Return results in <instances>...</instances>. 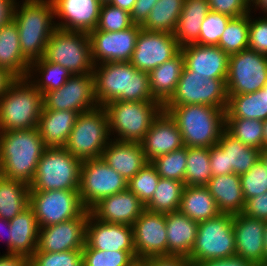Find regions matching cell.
<instances>
[{"label": "cell", "instance_id": "7c38bea8", "mask_svg": "<svg viewBox=\"0 0 267 266\" xmlns=\"http://www.w3.org/2000/svg\"><path fill=\"white\" fill-rule=\"evenodd\" d=\"M29 206L39 227L78 218L87 210L78 190L30 191Z\"/></svg>", "mask_w": 267, "mask_h": 266}, {"label": "cell", "instance_id": "e575fe53", "mask_svg": "<svg viewBox=\"0 0 267 266\" xmlns=\"http://www.w3.org/2000/svg\"><path fill=\"white\" fill-rule=\"evenodd\" d=\"M217 144L227 154L228 174L235 173L241 176L260 160L261 150L244 145L226 129L223 131Z\"/></svg>", "mask_w": 267, "mask_h": 266}, {"label": "cell", "instance_id": "5b68a950", "mask_svg": "<svg viewBox=\"0 0 267 266\" xmlns=\"http://www.w3.org/2000/svg\"><path fill=\"white\" fill-rule=\"evenodd\" d=\"M43 94L27 78H16L0 98V132L36 128Z\"/></svg>", "mask_w": 267, "mask_h": 266}, {"label": "cell", "instance_id": "9a60e30c", "mask_svg": "<svg viewBox=\"0 0 267 266\" xmlns=\"http://www.w3.org/2000/svg\"><path fill=\"white\" fill-rule=\"evenodd\" d=\"M43 110L83 113L97 108L92 73L72 75L59 89L43 93Z\"/></svg>", "mask_w": 267, "mask_h": 266}, {"label": "cell", "instance_id": "d6986e66", "mask_svg": "<svg viewBox=\"0 0 267 266\" xmlns=\"http://www.w3.org/2000/svg\"><path fill=\"white\" fill-rule=\"evenodd\" d=\"M87 220L88 210L78 218L52 226L40 227L36 251L64 252L83 249Z\"/></svg>", "mask_w": 267, "mask_h": 266}, {"label": "cell", "instance_id": "6f0895ef", "mask_svg": "<svg viewBox=\"0 0 267 266\" xmlns=\"http://www.w3.org/2000/svg\"><path fill=\"white\" fill-rule=\"evenodd\" d=\"M157 1L158 0H136L133 10L130 13L133 23L142 25Z\"/></svg>", "mask_w": 267, "mask_h": 266}, {"label": "cell", "instance_id": "74e56055", "mask_svg": "<svg viewBox=\"0 0 267 266\" xmlns=\"http://www.w3.org/2000/svg\"><path fill=\"white\" fill-rule=\"evenodd\" d=\"M29 184L20 181L0 178V217L13 219L29 206Z\"/></svg>", "mask_w": 267, "mask_h": 266}, {"label": "cell", "instance_id": "ffe728a7", "mask_svg": "<svg viewBox=\"0 0 267 266\" xmlns=\"http://www.w3.org/2000/svg\"><path fill=\"white\" fill-rule=\"evenodd\" d=\"M83 249L135 251L132 226L99 221L88 210Z\"/></svg>", "mask_w": 267, "mask_h": 266}, {"label": "cell", "instance_id": "52a82bcc", "mask_svg": "<svg viewBox=\"0 0 267 266\" xmlns=\"http://www.w3.org/2000/svg\"><path fill=\"white\" fill-rule=\"evenodd\" d=\"M82 160L65 147H47L41 156L30 191L78 190Z\"/></svg>", "mask_w": 267, "mask_h": 266}, {"label": "cell", "instance_id": "44dd1931", "mask_svg": "<svg viewBox=\"0 0 267 266\" xmlns=\"http://www.w3.org/2000/svg\"><path fill=\"white\" fill-rule=\"evenodd\" d=\"M59 29L89 33L95 30L102 2L100 0H51ZM57 19V20H56Z\"/></svg>", "mask_w": 267, "mask_h": 266}, {"label": "cell", "instance_id": "7a4b0ae2", "mask_svg": "<svg viewBox=\"0 0 267 266\" xmlns=\"http://www.w3.org/2000/svg\"><path fill=\"white\" fill-rule=\"evenodd\" d=\"M12 20L19 33L20 48L30 61L43 57L52 33L57 29L51 0H16Z\"/></svg>", "mask_w": 267, "mask_h": 266}, {"label": "cell", "instance_id": "b9f144b4", "mask_svg": "<svg viewBox=\"0 0 267 266\" xmlns=\"http://www.w3.org/2000/svg\"><path fill=\"white\" fill-rule=\"evenodd\" d=\"M250 13L231 18L223 32L219 46L229 56L248 48Z\"/></svg>", "mask_w": 267, "mask_h": 266}, {"label": "cell", "instance_id": "1f68e13d", "mask_svg": "<svg viewBox=\"0 0 267 266\" xmlns=\"http://www.w3.org/2000/svg\"><path fill=\"white\" fill-rule=\"evenodd\" d=\"M183 68L184 57L180 51L175 57L148 73L151 93L156 101L164 105L171 98Z\"/></svg>", "mask_w": 267, "mask_h": 266}, {"label": "cell", "instance_id": "4dcf8cb0", "mask_svg": "<svg viewBox=\"0 0 267 266\" xmlns=\"http://www.w3.org/2000/svg\"><path fill=\"white\" fill-rule=\"evenodd\" d=\"M11 254L30 258L37 249L39 225L30 206L9 220Z\"/></svg>", "mask_w": 267, "mask_h": 266}, {"label": "cell", "instance_id": "680465c9", "mask_svg": "<svg viewBox=\"0 0 267 266\" xmlns=\"http://www.w3.org/2000/svg\"><path fill=\"white\" fill-rule=\"evenodd\" d=\"M194 266H257L251 261L244 260L241 257L233 256L230 258L212 259L201 263H197Z\"/></svg>", "mask_w": 267, "mask_h": 266}, {"label": "cell", "instance_id": "c3c4849f", "mask_svg": "<svg viewBox=\"0 0 267 266\" xmlns=\"http://www.w3.org/2000/svg\"><path fill=\"white\" fill-rule=\"evenodd\" d=\"M29 266H83L82 249L64 252L35 251L29 258Z\"/></svg>", "mask_w": 267, "mask_h": 266}, {"label": "cell", "instance_id": "bcb514c9", "mask_svg": "<svg viewBox=\"0 0 267 266\" xmlns=\"http://www.w3.org/2000/svg\"><path fill=\"white\" fill-rule=\"evenodd\" d=\"M159 180L155 166L148 162L128 181L127 188L145 205L152 198Z\"/></svg>", "mask_w": 267, "mask_h": 266}, {"label": "cell", "instance_id": "03108f58", "mask_svg": "<svg viewBox=\"0 0 267 266\" xmlns=\"http://www.w3.org/2000/svg\"><path fill=\"white\" fill-rule=\"evenodd\" d=\"M135 2L136 0H110L108 3L131 13Z\"/></svg>", "mask_w": 267, "mask_h": 266}, {"label": "cell", "instance_id": "ab89813d", "mask_svg": "<svg viewBox=\"0 0 267 266\" xmlns=\"http://www.w3.org/2000/svg\"><path fill=\"white\" fill-rule=\"evenodd\" d=\"M184 187V182L160 177L152 198L145 204V209L164 214L178 211Z\"/></svg>", "mask_w": 267, "mask_h": 266}, {"label": "cell", "instance_id": "753ad0ef", "mask_svg": "<svg viewBox=\"0 0 267 266\" xmlns=\"http://www.w3.org/2000/svg\"><path fill=\"white\" fill-rule=\"evenodd\" d=\"M264 89L267 91V83H266V85L264 86Z\"/></svg>", "mask_w": 267, "mask_h": 266}, {"label": "cell", "instance_id": "ba28073f", "mask_svg": "<svg viewBox=\"0 0 267 266\" xmlns=\"http://www.w3.org/2000/svg\"><path fill=\"white\" fill-rule=\"evenodd\" d=\"M111 140L109 120L102 106L79 113L65 148L80 160L98 159Z\"/></svg>", "mask_w": 267, "mask_h": 266}, {"label": "cell", "instance_id": "9f6ffc18", "mask_svg": "<svg viewBox=\"0 0 267 266\" xmlns=\"http://www.w3.org/2000/svg\"><path fill=\"white\" fill-rule=\"evenodd\" d=\"M140 266H192L187 258L182 256L148 257L139 262Z\"/></svg>", "mask_w": 267, "mask_h": 266}, {"label": "cell", "instance_id": "f907efd6", "mask_svg": "<svg viewBox=\"0 0 267 266\" xmlns=\"http://www.w3.org/2000/svg\"><path fill=\"white\" fill-rule=\"evenodd\" d=\"M240 183L245 201L267 192V170L261 160L240 176Z\"/></svg>", "mask_w": 267, "mask_h": 266}, {"label": "cell", "instance_id": "2e32d148", "mask_svg": "<svg viewBox=\"0 0 267 266\" xmlns=\"http://www.w3.org/2000/svg\"><path fill=\"white\" fill-rule=\"evenodd\" d=\"M172 33L148 31L141 28L130 63L140 71L150 72L180 52Z\"/></svg>", "mask_w": 267, "mask_h": 266}, {"label": "cell", "instance_id": "f6af8a7d", "mask_svg": "<svg viewBox=\"0 0 267 266\" xmlns=\"http://www.w3.org/2000/svg\"><path fill=\"white\" fill-rule=\"evenodd\" d=\"M151 163L155 166L158 175L162 178L178 180L185 184L187 164V147L174 150L168 154L156 157Z\"/></svg>", "mask_w": 267, "mask_h": 266}, {"label": "cell", "instance_id": "8c879c8a", "mask_svg": "<svg viewBox=\"0 0 267 266\" xmlns=\"http://www.w3.org/2000/svg\"><path fill=\"white\" fill-rule=\"evenodd\" d=\"M102 3H108L110 0H100Z\"/></svg>", "mask_w": 267, "mask_h": 266}, {"label": "cell", "instance_id": "f35d334b", "mask_svg": "<svg viewBox=\"0 0 267 266\" xmlns=\"http://www.w3.org/2000/svg\"><path fill=\"white\" fill-rule=\"evenodd\" d=\"M185 0H158L141 28L148 31L174 33Z\"/></svg>", "mask_w": 267, "mask_h": 266}, {"label": "cell", "instance_id": "30bf717a", "mask_svg": "<svg viewBox=\"0 0 267 266\" xmlns=\"http://www.w3.org/2000/svg\"><path fill=\"white\" fill-rule=\"evenodd\" d=\"M42 58L61 65L72 75L92 73L94 69L87 32L57 28L49 38Z\"/></svg>", "mask_w": 267, "mask_h": 266}, {"label": "cell", "instance_id": "83f0119b", "mask_svg": "<svg viewBox=\"0 0 267 266\" xmlns=\"http://www.w3.org/2000/svg\"><path fill=\"white\" fill-rule=\"evenodd\" d=\"M78 115L69 110H42L37 128L45 146L65 147Z\"/></svg>", "mask_w": 267, "mask_h": 266}, {"label": "cell", "instance_id": "a7ac6f4b", "mask_svg": "<svg viewBox=\"0 0 267 266\" xmlns=\"http://www.w3.org/2000/svg\"><path fill=\"white\" fill-rule=\"evenodd\" d=\"M263 146L267 148V119L263 121Z\"/></svg>", "mask_w": 267, "mask_h": 266}, {"label": "cell", "instance_id": "e7e4bbea", "mask_svg": "<svg viewBox=\"0 0 267 266\" xmlns=\"http://www.w3.org/2000/svg\"><path fill=\"white\" fill-rule=\"evenodd\" d=\"M250 10L255 14L259 11V15L261 13L267 15V0H252L250 2Z\"/></svg>", "mask_w": 267, "mask_h": 266}, {"label": "cell", "instance_id": "7402d4cb", "mask_svg": "<svg viewBox=\"0 0 267 266\" xmlns=\"http://www.w3.org/2000/svg\"><path fill=\"white\" fill-rule=\"evenodd\" d=\"M184 66L207 79H227L229 55L219 46L189 44L180 48Z\"/></svg>", "mask_w": 267, "mask_h": 266}, {"label": "cell", "instance_id": "8992f818", "mask_svg": "<svg viewBox=\"0 0 267 266\" xmlns=\"http://www.w3.org/2000/svg\"><path fill=\"white\" fill-rule=\"evenodd\" d=\"M103 107L108 115L111 139L138 143L163 111L158 101L114 100Z\"/></svg>", "mask_w": 267, "mask_h": 266}, {"label": "cell", "instance_id": "484cf974", "mask_svg": "<svg viewBox=\"0 0 267 266\" xmlns=\"http://www.w3.org/2000/svg\"><path fill=\"white\" fill-rule=\"evenodd\" d=\"M101 159L127 182L148 163L140 143L115 139L109 141Z\"/></svg>", "mask_w": 267, "mask_h": 266}, {"label": "cell", "instance_id": "be15d7a7", "mask_svg": "<svg viewBox=\"0 0 267 266\" xmlns=\"http://www.w3.org/2000/svg\"><path fill=\"white\" fill-rule=\"evenodd\" d=\"M15 79L16 77L8 70L0 67V98L5 94Z\"/></svg>", "mask_w": 267, "mask_h": 266}, {"label": "cell", "instance_id": "e0dca14e", "mask_svg": "<svg viewBox=\"0 0 267 266\" xmlns=\"http://www.w3.org/2000/svg\"><path fill=\"white\" fill-rule=\"evenodd\" d=\"M141 25L134 24L126 30L108 32L92 30L88 33L94 65L107 62H130Z\"/></svg>", "mask_w": 267, "mask_h": 266}, {"label": "cell", "instance_id": "cb8c5ba5", "mask_svg": "<svg viewBox=\"0 0 267 266\" xmlns=\"http://www.w3.org/2000/svg\"><path fill=\"white\" fill-rule=\"evenodd\" d=\"M145 210V205L128 188L105 197L89 211L99 221L132 226Z\"/></svg>", "mask_w": 267, "mask_h": 266}, {"label": "cell", "instance_id": "89a4df30", "mask_svg": "<svg viewBox=\"0 0 267 266\" xmlns=\"http://www.w3.org/2000/svg\"><path fill=\"white\" fill-rule=\"evenodd\" d=\"M260 160L264 164L267 170V148H264L260 151Z\"/></svg>", "mask_w": 267, "mask_h": 266}, {"label": "cell", "instance_id": "f5cc1de1", "mask_svg": "<svg viewBox=\"0 0 267 266\" xmlns=\"http://www.w3.org/2000/svg\"><path fill=\"white\" fill-rule=\"evenodd\" d=\"M210 11L227 15L231 18L249 14L248 0H208Z\"/></svg>", "mask_w": 267, "mask_h": 266}, {"label": "cell", "instance_id": "91938a15", "mask_svg": "<svg viewBox=\"0 0 267 266\" xmlns=\"http://www.w3.org/2000/svg\"><path fill=\"white\" fill-rule=\"evenodd\" d=\"M0 266H29V258L20 254L0 253Z\"/></svg>", "mask_w": 267, "mask_h": 266}, {"label": "cell", "instance_id": "6125c7cd", "mask_svg": "<svg viewBox=\"0 0 267 266\" xmlns=\"http://www.w3.org/2000/svg\"><path fill=\"white\" fill-rule=\"evenodd\" d=\"M4 239L7 250L4 253L11 254V238H10V223L9 220L0 217V239Z\"/></svg>", "mask_w": 267, "mask_h": 266}, {"label": "cell", "instance_id": "7dc6e473", "mask_svg": "<svg viewBox=\"0 0 267 266\" xmlns=\"http://www.w3.org/2000/svg\"><path fill=\"white\" fill-rule=\"evenodd\" d=\"M133 25L134 23L128 11L109 3H102L95 30L118 32L126 30Z\"/></svg>", "mask_w": 267, "mask_h": 266}, {"label": "cell", "instance_id": "816d5d0a", "mask_svg": "<svg viewBox=\"0 0 267 266\" xmlns=\"http://www.w3.org/2000/svg\"><path fill=\"white\" fill-rule=\"evenodd\" d=\"M256 15L250 12L248 48L267 56V15Z\"/></svg>", "mask_w": 267, "mask_h": 266}, {"label": "cell", "instance_id": "603a6c76", "mask_svg": "<svg viewBox=\"0 0 267 266\" xmlns=\"http://www.w3.org/2000/svg\"><path fill=\"white\" fill-rule=\"evenodd\" d=\"M140 144L148 162L184 146L176 122L165 111H162L152 122Z\"/></svg>", "mask_w": 267, "mask_h": 266}, {"label": "cell", "instance_id": "60d3db41", "mask_svg": "<svg viewBox=\"0 0 267 266\" xmlns=\"http://www.w3.org/2000/svg\"><path fill=\"white\" fill-rule=\"evenodd\" d=\"M211 178L209 148L187 147L185 185L206 186Z\"/></svg>", "mask_w": 267, "mask_h": 266}, {"label": "cell", "instance_id": "4fadbf2b", "mask_svg": "<svg viewBox=\"0 0 267 266\" xmlns=\"http://www.w3.org/2000/svg\"><path fill=\"white\" fill-rule=\"evenodd\" d=\"M128 182L101 158L83 160L79 195L87 210L110 195L127 189Z\"/></svg>", "mask_w": 267, "mask_h": 266}, {"label": "cell", "instance_id": "003e7915", "mask_svg": "<svg viewBox=\"0 0 267 266\" xmlns=\"http://www.w3.org/2000/svg\"><path fill=\"white\" fill-rule=\"evenodd\" d=\"M264 262H267V220L264 221Z\"/></svg>", "mask_w": 267, "mask_h": 266}, {"label": "cell", "instance_id": "277c9868", "mask_svg": "<svg viewBox=\"0 0 267 266\" xmlns=\"http://www.w3.org/2000/svg\"><path fill=\"white\" fill-rule=\"evenodd\" d=\"M176 122L184 146L210 148L226 128V111L208 105H172L166 111Z\"/></svg>", "mask_w": 267, "mask_h": 266}, {"label": "cell", "instance_id": "11a10c76", "mask_svg": "<svg viewBox=\"0 0 267 266\" xmlns=\"http://www.w3.org/2000/svg\"><path fill=\"white\" fill-rule=\"evenodd\" d=\"M209 157L212 177L228 174L227 154L218 144L209 148Z\"/></svg>", "mask_w": 267, "mask_h": 266}, {"label": "cell", "instance_id": "836d02e7", "mask_svg": "<svg viewBox=\"0 0 267 266\" xmlns=\"http://www.w3.org/2000/svg\"><path fill=\"white\" fill-rule=\"evenodd\" d=\"M179 211L197 223L215 218L221 213L206 186L189 185L183 189Z\"/></svg>", "mask_w": 267, "mask_h": 266}, {"label": "cell", "instance_id": "f1b7e54d", "mask_svg": "<svg viewBox=\"0 0 267 266\" xmlns=\"http://www.w3.org/2000/svg\"><path fill=\"white\" fill-rule=\"evenodd\" d=\"M221 213H242L245 199L240 176L235 173L213 176L206 185Z\"/></svg>", "mask_w": 267, "mask_h": 266}, {"label": "cell", "instance_id": "5bb4252c", "mask_svg": "<svg viewBox=\"0 0 267 266\" xmlns=\"http://www.w3.org/2000/svg\"><path fill=\"white\" fill-rule=\"evenodd\" d=\"M267 83V56L249 48L229 56L228 95L253 93Z\"/></svg>", "mask_w": 267, "mask_h": 266}, {"label": "cell", "instance_id": "ee69618b", "mask_svg": "<svg viewBox=\"0 0 267 266\" xmlns=\"http://www.w3.org/2000/svg\"><path fill=\"white\" fill-rule=\"evenodd\" d=\"M83 266H138L135 251L82 249Z\"/></svg>", "mask_w": 267, "mask_h": 266}, {"label": "cell", "instance_id": "d4e9b609", "mask_svg": "<svg viewBox=\"0 0 267 266\" xmlns=\"http://www.w3.org/2000/svg\"><path fill=\"white\" fill-rule=\"evenodd\" d=\"M235 256L254 264L264 262V220L250 218L242 213L233 215Z\"/></svg>", "mask_w": 267, "mask_h": 266}, {"label": "cell", "instance_id": "d590c367", "mask_svg": "<svg viewBox=\"0 0 267 266\" xmlns=\"http://www.w3.org/2000/svg\"><path fill=\"white\" fill-rule=\"evenodd\" d=\"M228 96L226 118L267 119V91L264 87L253 93Z\"/></svg>", "mask_w": 267, "mask_h": 266}, {"label": "cell", "instance_id": "3957f363", "mask_svg": "<svg viewBox=\"0 0 267 266\" xmlns=\"http://www.w3.org/2000/svg\"><path fill=\"white\" fill-rule=\"evenodd\" d=\"M46 148L37 127L0 132L2 176L30 184Z\"/></svg>", "mask_w": 267, "mask_h": 266}, {"label": "cell", "instance_id": "db71d44e", "mask_svg": "<svg viewBox=\"0 0 267 266\" xmlns=\"http://www.w3.org/2000/svg\"><path fill=\"white\" fill-rule=\"evenodd\" d=\"M242 214L250 218L267 220V192L247 199Z\"/></svg>", "mask_w": 267, "mask_h": 266}, {"label": "cell", "instance_id": "8d00e7d4", "mask_svg": "<svg viewBox=\"0 0 267 266\" xmlns=\"http://www.w3.org/2000/svg\"><path fill=\"white\" fill-rule=\"evenodd\" d=\"M71 76L61 65L40 58L30 63L26 78L43 94L61 88Z\"/></svg>", "mask_w": 267, "mask_h": 266}, {"label": "cell", "instance_id": "d6a6232c", "mask_svg": "<svg viewBox=\"0 0 267 266\" xmlns=\"http://www.w3.org/2000/svg\"><path fill=\"white\" fill-rule=\"evenodd\" d=\"M210 12L208 0H185L173 33L180 47L195 44L199 39L201 24Z\"/></svg>", "mask_w": 267, "mask_h": 266}, {"label": "cell", "instance_id": "94428289", "mask_svg": "<svg viewBox=\"0 0 267 266\" xmlns=\"http://www.w3.org/2000/svg\"><path fill=\"white\" fill-rule=\"evenodd\" d=\"M15 2L16 0H0V27L12 20Z\"/></svg>", "mask_w": 267, "mask_h": 266}, {"label": "cell", "instance_id": "9c48e42d", "mask_svg": "<svg viewBox=\"0 0 267 266\" xmlns=\"http://www.w3.org/2000/svg\"><path fill=\"white\" fill-rule=\"evenodd\" d=\"M233 215L220 213L217 217L198 223L195 244L188 261L192 266L212 259L235 256Z\"/></svg>", "mask_w": 267, "mask_h": 266}, {"label": "cell", "instance_id": "2644e50d", "mask_svg": "<svg viewBox=\"0 0 267 266\" xmlns=\"http://www.w3.org/2000/svg\"><path fill=\"white\" fill-rule=\"evenodd\" d=\"M257 266H267V262H263V263L257 264Z\"/></svg>", "mask_w": 267, "mask_h": 266}, {"label": "cell", "instance_id": "8fae6325", "mask_svg": "<svg viewBox=\"0 0 267 266\" xmlns=\"http://www.w3.org/2000/svg\"><path fill=\"white\" fill-rule=\"evenodd\" d=\"M226 79H207L192 74L185 66L171 98L163 105L167 111L172 105H208L224 109L228 104Z\"/></svg>", "mask_w": 267, "mask_h": 266}, {"label": "cell", "instance_id": "681fc988", "mask_svg": "<svg viewBox=\"0 0 267 266\" xmlns=\"http://www.w3.org/2000/svg\"><path fill=\"white\" fill-rule=\"evenodd\" d=\"M231 17L210 11L201 24L199 39L195 44L217 46Z\"/></svg>", "mask_w": 267, "mask_h": 266}, {"label": "cell", "instance_id": "ac0fdd59", "mask_svg": "<svg viewBox=\"0 0 267 266\" xmlns=\"http://www.w3.org/2000/svg\"><path fill=\"white\" fill-rule=\"evenodd\" d=\"M132 229L139 262L148 257L168 256L166 214L145 209L133 223Z\"/></svg>", "mask_w": 267, "mask_h": 266}, {"label": "cell", "instance_id": "6da1fadb", "mask_svg": "<svg viewBox=\"0 0 267 266\" xmlns=\"http://www.w3.org/2000/svg\"><path fill=\"white\" fill-rule=\"evenodd\" d=\"M95 96L99 106L114 100L156 101L151 93L149 74L130 62L94 65Z\"/></svg>", "mask_w": 267, "mask_h": 266}, {"label": "cell", "instance_id": "4316f807", "mask_svg": "<svg viewBox=\"0 0 267 266\" xmlns=\"http://www.w3.org/2000/svg\"><path fill=\"white\" fill-rule=\"evenodd\" d=\"M198 223L182 212L166 213L168 256L188 258L195 244Z\"/></svg>", "mask_w": 267, "mask_h": 266}, {"label": "cell", "instance_id": "7bdbcfd3", "mask_svg": "<svg viewBox=\"0 0 267 266\" xmlns=\"http://www.w3.org/2000/svg\"><path fill=\"white\" fill-rule=\"evenodd\" d=\"M233 137L244 145L262 150L263 121L258 119L226 118V128Z\"/></svg>", "mask_w": 267, "mask_h": 266}, {"label": "cell", "instance_id": "f546056e", "mask_svg": "<svg viewBox=\"0 0 267 266\" xmlns=\"http://www.w3.org/2000/svg\"><path fill=\"white\" fill-rule=\"evenodd\" d=\"M30 61L23 55L16 23L11 20L0 27V67L16 78H26Z\"/></svg>", "mask_w": 267, "mask_h": 266}]
</instances>
